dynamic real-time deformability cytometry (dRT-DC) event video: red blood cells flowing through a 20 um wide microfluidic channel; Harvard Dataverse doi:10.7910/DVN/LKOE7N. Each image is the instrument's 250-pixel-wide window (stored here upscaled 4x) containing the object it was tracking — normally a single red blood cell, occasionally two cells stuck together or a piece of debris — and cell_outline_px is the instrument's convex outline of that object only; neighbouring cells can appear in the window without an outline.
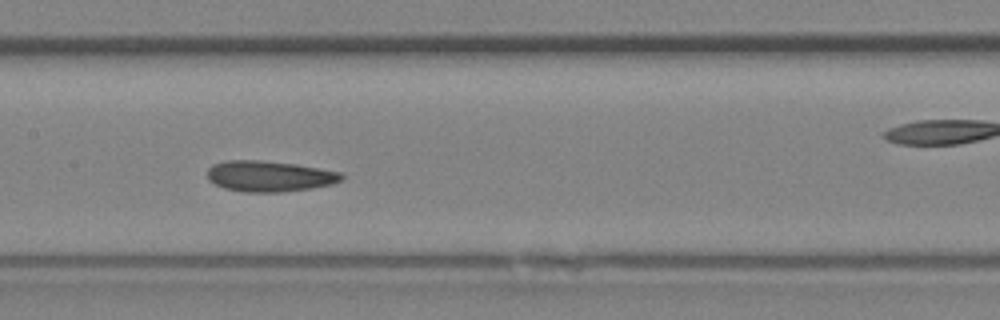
{"species": "Egyptian fruit bat (a non-hibernating species)", "species_latin": "Rousettus aegyptiacus", "temperature_condition": "room temperature", "stored_images_in_passage": 35, "camera_frame_rate_fps": 3000, "um_per_image_px": 0.085, "animal": {"sex": "female"}, "frame": {"image": 1, "passage_image": 16, "time_ms": 5.0, "image_size_px": [1000, 320], "cell_outline_px": [[344, 180], [332, 184], [312, 188], [280, 192], [244, 192], [224, 188], [208, 180], [208, 168], [212, 164], [228, 160], [260, 160], [296, 164], [340, 172], [344, 176]], "centroid_in_image_um": [22.9, 14.97], "position_along_channel_um": 184.5, "area_um2": 24.16}}